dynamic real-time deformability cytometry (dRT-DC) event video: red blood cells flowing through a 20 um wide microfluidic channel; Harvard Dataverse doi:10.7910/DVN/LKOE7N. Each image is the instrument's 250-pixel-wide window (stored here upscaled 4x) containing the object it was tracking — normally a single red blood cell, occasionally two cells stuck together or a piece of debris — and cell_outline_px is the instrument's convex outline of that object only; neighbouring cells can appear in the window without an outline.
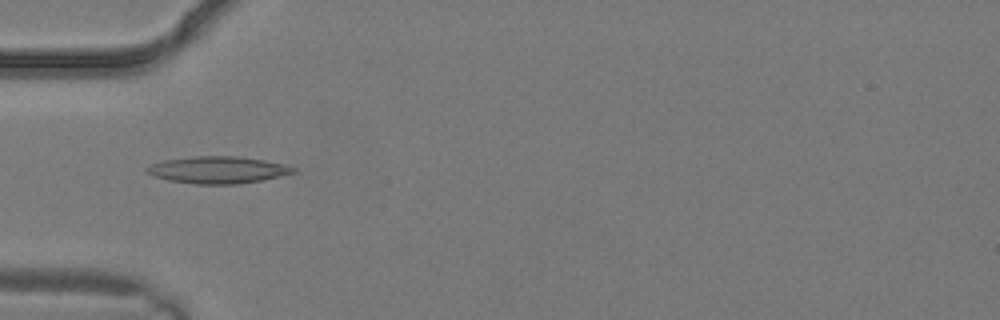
{"species": "common noctule bat (a hibernating species)", "species_latin": "Nyctalus noctula", "temperature_condition": "warm", "stored_images_in_passage": 2, "camera_frame_rate_fps": 3000, "um_per_image_px": 0.085, "animal": {"sex": "male", "body_mass_g": 19.2, "forearm_length_mm": 51.8}, "frame": {"image": 1, "passage_image": 2, "time_ms": 0.333, "image_size_px": [1000, 320], "cell_outline_px": [[296, 172], [260, 180], [236, 184], [196, 184], [168, 180], [152, 176], [144, 168], [152, 164], [164, 160], [192, 156], [236, 156], [264, 160], [284, 164], [296, 168]], "centroid_in_image_um": [18.49, 14.43], "position_along_channel_um": 66.5, "area_um2": 22.89}}